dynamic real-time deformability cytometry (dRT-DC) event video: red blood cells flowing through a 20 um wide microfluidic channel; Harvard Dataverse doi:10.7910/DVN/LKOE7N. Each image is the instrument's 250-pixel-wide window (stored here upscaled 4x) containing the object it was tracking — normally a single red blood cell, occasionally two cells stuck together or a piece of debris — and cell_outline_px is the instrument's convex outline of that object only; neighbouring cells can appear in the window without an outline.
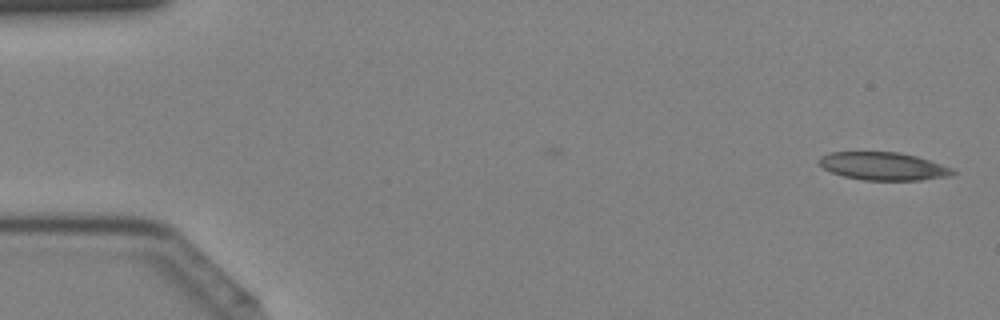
{"species": "Egyptian fruit bat (a non-hibernating species)", "species_latin": "Rousettus aegyptiacus", "temperature_condition": "cold", "stored_images_in_passage": 33, "camera_frame_rate_fps": 3000, "um_per_image_px": 0.085, "animal": {"sex": "female"}, "frame": {"image": 1, "passage_image": 1, "time_ms": 0.0, "image_size_px": [1000, 320], "cell_outline_px": [[956, 172], [952, 176], [920, 180], [864, 180], [844, 176], [832, 172], [824, 168], [816, 160], [820, 156], [828, 152], [896, 152], [916, 156], [952, 168]], "centroid_in_image_um": [75.06, 14.12], "position_along_channel_um": 9.9, "area_um2": 21.68}}
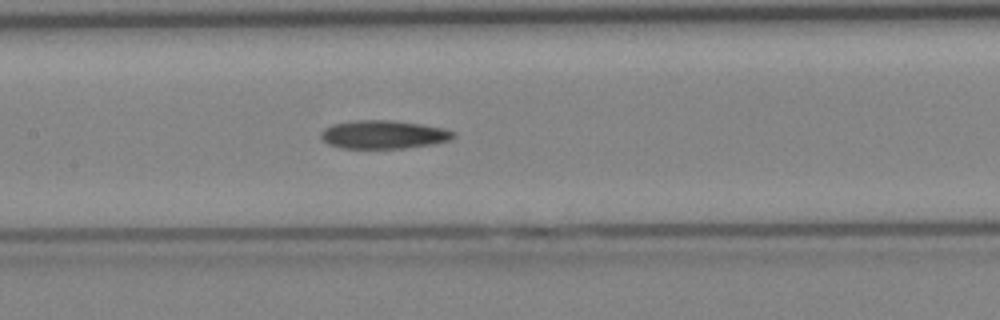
{"frame": {"image": 2, "passage_image": 20, "time_ms": 6.333, "image_size_px": [1000, 320], "cell_outline_px": [[456, 136], [448, 140], [432, 144], [404, 148], [340, 148], [328, 144], [320, 136], [320, 132], [324, 128], [332, 124], [356, 120], [392, 120], [420, 124], [444, 128], [456, 132]], "centroid_in_image_um": [32.58, 11.43], "position_along_channel_um": 174.8, "area_um2": 21.91}}
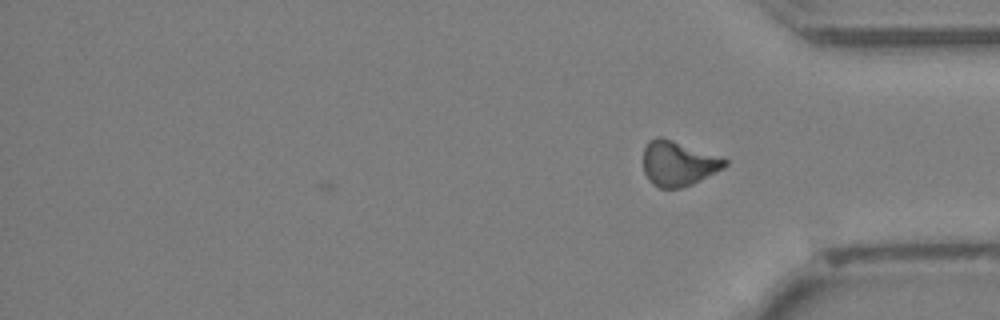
{"frame": {"image": 3, "passage_image": 33, "time_ms": 10.667, "image_size_px": [1000, 320], "cell_outline_px": [[728, 164], [724, 168], [692, 184], [680, 188], [660, 188], [652, 184], [648, 180], [644, 172], [644, 148], [648, 140], [656, 136], [664, 136], [724, 156], [728, 160]], "centroid_in_image_um": [57.68, 13.85], "position_along_channel_um": 377.5, "area_um2": 22.02}}